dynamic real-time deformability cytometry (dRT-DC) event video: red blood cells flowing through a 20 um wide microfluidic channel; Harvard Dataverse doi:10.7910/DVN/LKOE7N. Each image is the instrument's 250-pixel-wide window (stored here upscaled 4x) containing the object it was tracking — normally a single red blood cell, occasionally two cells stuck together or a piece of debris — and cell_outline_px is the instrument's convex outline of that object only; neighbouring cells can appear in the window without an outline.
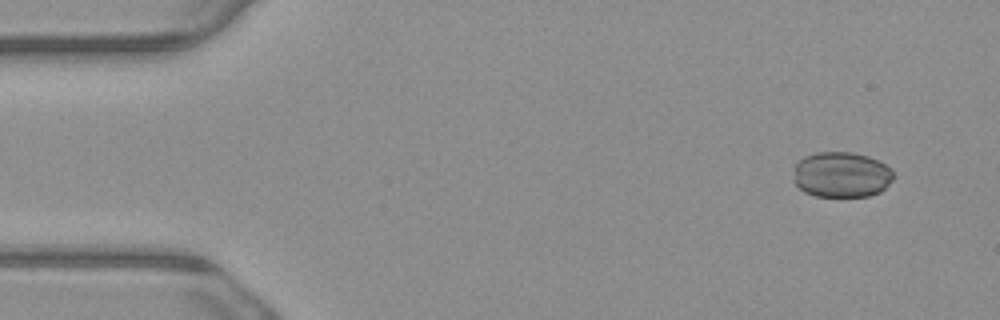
{"species": "common noctule bat (a hibernating species)", "species_latin": "Nyctalus noctula", "temperature_condition": "warm", "stored_images_in_passage": 4, "camera_frame_rate_fps": 3000, "um_per_image_px": 0.085, "animal": {"sex": "male", "body_mass_g": 23.1, "forearm_length_mm": 52.7}, "frame": {"image": 1, "passage_image": 1, "time_ms": 0.0, "image_size_px": [1000, 320], "cell_outline_px": [[896, 176], [880, 192], [868, 196], [816, 196], [804, 192], [796, 184], [792, 168], [796, 160], [804, 156], [816, 152], [852, 152], [868, 156], [892, 168]], "centroid_in_image_um": [71.51, 14.83], "position_along_channel_um": 13.5, "area_um2": 26.88}}
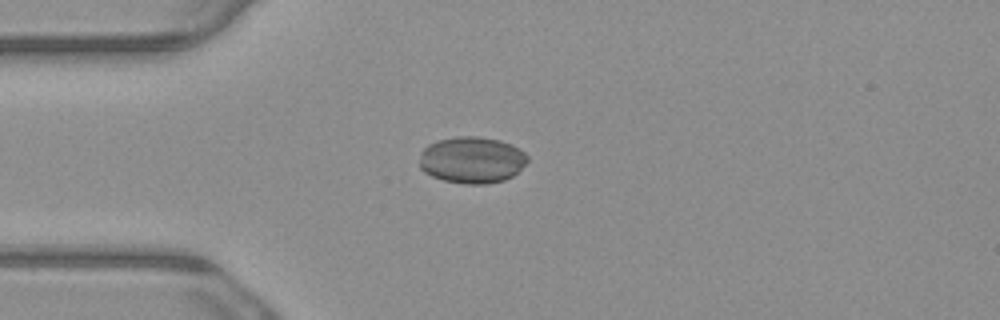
{"frame": {"image": 2, "passage_image": 4, "time_ms": 1.0, "image_size_px": [1000, 320], "cell_outline_px": [[528, 160], [512, 176], [504, 180], [488, 184], [464, 184], [444, 180], [432, 176], [424, 172], [420, 168], [420, 152], [428, 144], [436, 140], [456, 136], [480, 136], [500, 140], [512, 144], [520, 148], [528, 156]], "centroid_in_image_um": [40.1, 13.58], "position_along_channel_um": 44.9, "area_um2": 29.59}}